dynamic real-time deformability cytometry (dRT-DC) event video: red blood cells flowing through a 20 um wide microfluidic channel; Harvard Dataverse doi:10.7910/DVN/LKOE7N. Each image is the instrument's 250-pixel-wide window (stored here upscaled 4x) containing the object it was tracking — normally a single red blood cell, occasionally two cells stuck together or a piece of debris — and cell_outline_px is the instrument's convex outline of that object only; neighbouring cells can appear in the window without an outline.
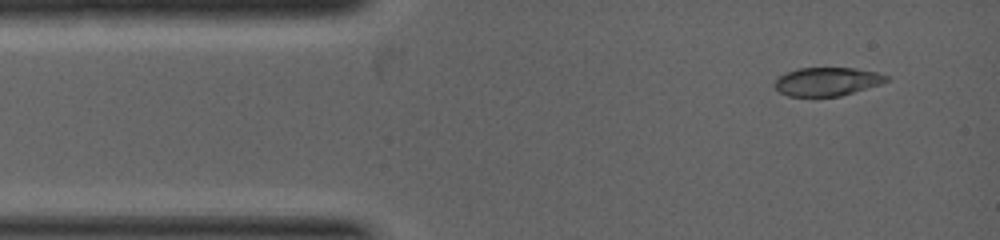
{"species": "common noctule bat (a hibernating species)", "species_latin": "Nyctalus noctula", "temperature_condition": "warm", "stored_images_in_passage": 2, "camera_frame_rate_fps": 5000, "um_per_image_px": 0.085, "animal": {"sex": "female", "body_mass_g": 19.0, "forearm_length_mm": 53.3}, "frame": {"image": 1, "passage_image": 1, "time_ms": 0.0, "image_size_px": [1000, 240], "cell_outline_px": [[888, 80], [880, 84], [840, 96], [788, 96], [780, 92], [772, 84], [780, 76], [788, 72], [800, 68], [856, 68], [876, 72], [888, 76]], "centroid_in_image_um": [70.29, 6.93], "position_along_channel_um": 14.7, "area_um2": 18.32}}